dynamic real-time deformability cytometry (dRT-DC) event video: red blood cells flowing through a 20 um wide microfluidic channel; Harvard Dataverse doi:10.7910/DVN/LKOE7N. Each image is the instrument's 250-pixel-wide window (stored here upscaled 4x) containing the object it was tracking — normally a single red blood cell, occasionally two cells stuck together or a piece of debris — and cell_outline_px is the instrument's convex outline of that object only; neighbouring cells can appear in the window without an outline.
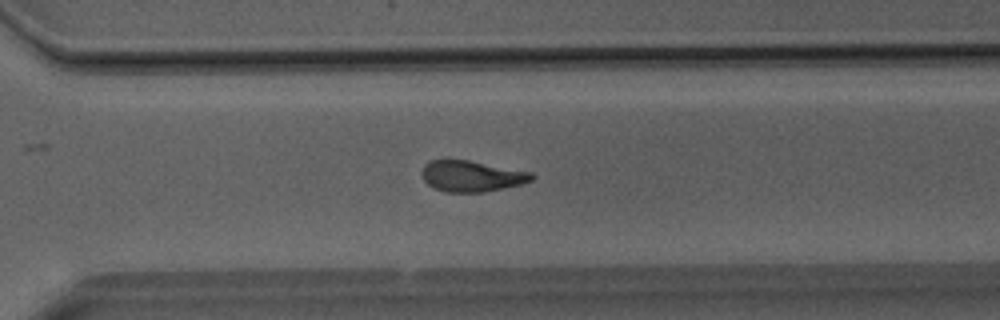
{"species": "Egyptian fruit bat (a non-hibernating species)", "species_latin": "Rousettus aegyptiacus", "temperature_condition": "room temperature", "stored_images_in_passage": 29, "camera_frame_rate_fps": 3000, "um_per_image_px": 0.085, "animal": {"sex": "male"}, "frame": {"image": 1, "passage_image": 21, "time_ms": 6.667, "image_size_px": [1000, 320], "cell_outline_px": [[536, 176], [532, 180], [520, 184], [484, 192], [444, 192], [432, 188], [424, 180], [420, 172], [424, 164], [432, 160], [444, 156], [468, 160], [532, 172]], "centroid_in_image_um": [40.01, 14.93], "position_along_channel_um": 330.6, "area_um2": 20.4}}